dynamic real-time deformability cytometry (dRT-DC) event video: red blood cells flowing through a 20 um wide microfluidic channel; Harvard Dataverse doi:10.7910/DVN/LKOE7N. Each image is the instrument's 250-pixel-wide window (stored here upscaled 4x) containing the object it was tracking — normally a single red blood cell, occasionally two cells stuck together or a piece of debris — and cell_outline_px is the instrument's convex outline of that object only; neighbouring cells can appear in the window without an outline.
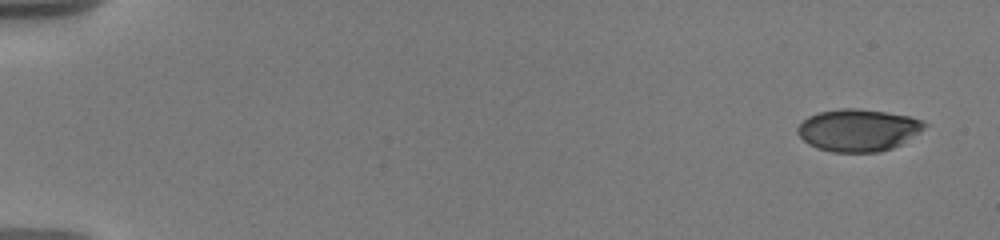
{"species": "human", "species_latin": "Homo sapiens", "temperature_condition": "warm", "stored_images_in_passage": 123, "camera_frame_rate_fps": 3000, "um_per_image_px": 0.085, "donor": {"sex": "male"}, "frame": {"image": 1, "passage_image": 1, "time_ms": 0.0, "image_size_px": [1000, 240], "cell_outline_px": [[928, 124], [920, 132], [900, 144], [892, 148], [880, 152], [832, 152], [816, 148], [808, 144], [796, 132], [796, 128], [808, 116], [820, 112], [840, 108], [856, 108], [884, 112], [908, 116], [924, 120]], "centroid_in_image_um": [72.93, 11.06], "position_along_channel_um": 12.1, "area_um2": 31.21}}
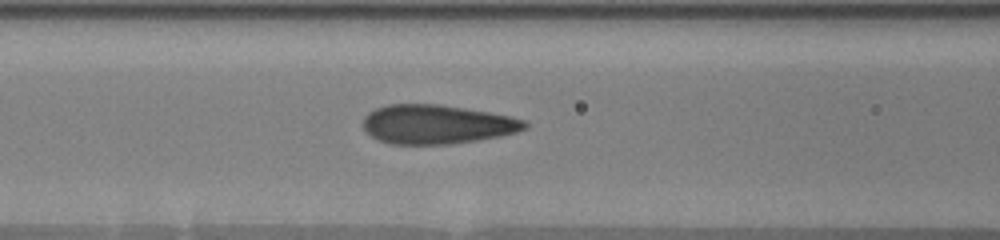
{"frame": {"image": 2, "passage_image": 51, "time_ms": 7.667, "image_size_px": [1000, 240], "cell_outline_px": [[528, 128], [516, 132], [500, 136], [480, 140], [452, 144], [392, 144], [380, 140], [372, 136], [364, 128], [364, 116], [368, 112], [376, 108], [388, 104], [440, 104], [488, 112], [508, 116], [524, 120], [528, 124]], "centroid_in_image_um": [37.14, 10.57], "position_along_channel_um": 129.5, "area_um2": 36.76}}
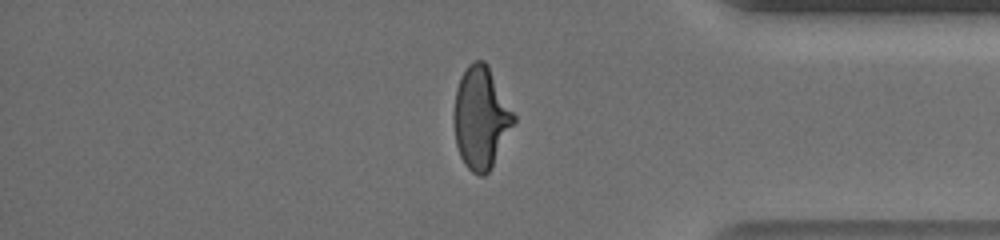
{"frame": {"image": 3, "passage_image": 102, "time_ms": 15.333, "image_size_px": [1000, 240], "cell_outline_px": [[516, 120], [488, 172], [484, 176], [480, 176], [472, 172], [464, 164], [460, 156], [456, 144], [452, 120], [452, 116], [456, 88], [460, 76], [468, 64], [472, 60], [484, 60], [488, 64], [516, 116]], "centroid_in_image_um": [40.84, 9.97], "position_along_channel_um": 394.4, "area_um2": 35.84}, "authors_computed_cell_mechanics": {"area_um2": 35.3158, "velocity_mm_per_s": 3.6469, "shape_relaxation_time_tau1_ms": 6.8753, "shape_relaxation_time_tau2_ms": null, "deformation_change_tau1": 0.2459, "deformation_change_tau2": null}}